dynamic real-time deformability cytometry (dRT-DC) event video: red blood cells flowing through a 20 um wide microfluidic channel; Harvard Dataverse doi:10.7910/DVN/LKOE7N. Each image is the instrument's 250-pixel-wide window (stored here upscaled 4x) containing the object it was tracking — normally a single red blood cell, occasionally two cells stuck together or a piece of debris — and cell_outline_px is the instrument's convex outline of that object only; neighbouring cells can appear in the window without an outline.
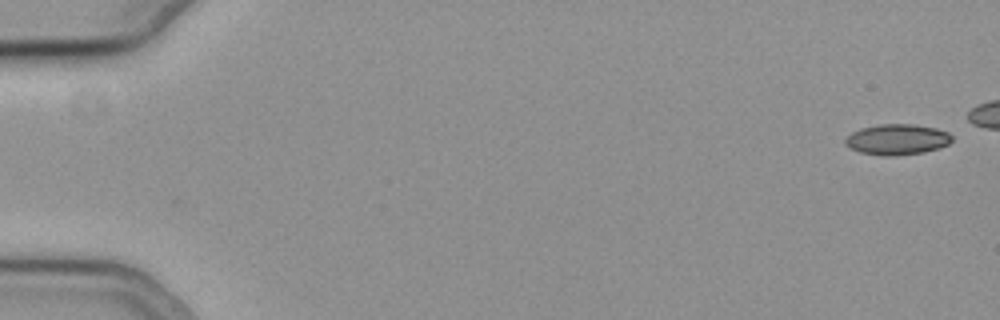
{"species": "common noctule bat (a hibernating species)", "species_latin": "Nyctalus noctula", "temperature_condition": "cold", "stored_images_in_passage": 46, "camera_frame_rate_fps": 3000, "um_per_image_px": 0.085, "animal": {"sex": "female", "body_mass_g": 19.3, "forearm_length_mm": 54.1}, "frame": {"image": 1, "passage_image": 1, "time_ms": 0.0, "image_size_px": [1000, 320], "cell_outline_px": [[952, 140], [948, 144], [940, 148], [924, 152], [892, 156], [884, 156], [860, 152], [844, 144], [844, 140], [852, 132], [860, 128], [880, 124], [912, 124], [936, 128], [948, 132], [952, 136]], "centroid_in_image_um": [76.26, 11.85], "position_along_channel_um": 8.7, "area_um2": 19.07}}
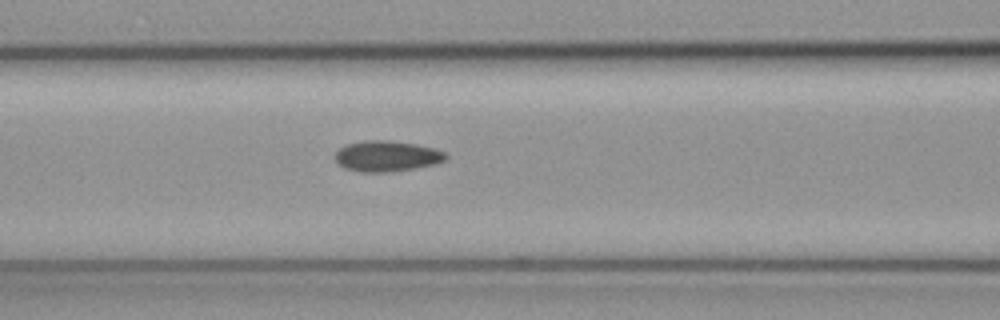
{"frame": {"image": 2, "passage_image": 24, "time_ms": 7.667, "image_size_px": [1000, 320], "cell_outline_px": [[448, 156], [444, 160], [436, 164], [388, 172], [360, 172], [344, 168], [332, 156], [340, 148], [348, 144], [368, 140], [388, 140], [416, 144], [436, 148], [444, 152]], "centroid_in_image_um": [32.87, 13.27], "position_along_channel_um": 133.7, "area_um2": 19.77}}
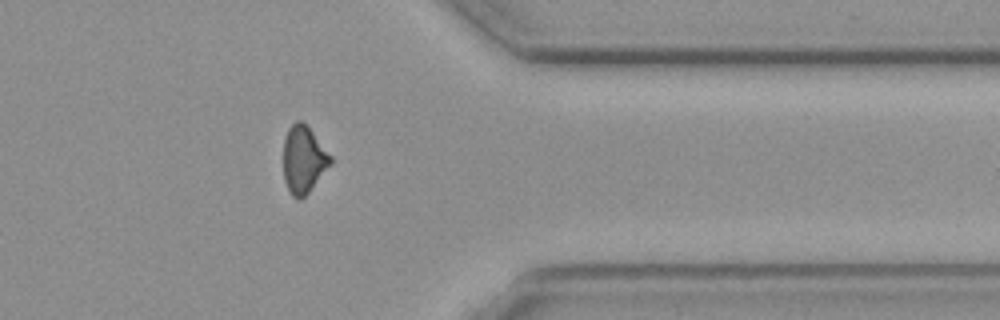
{"frame": {"image": 3, "passage_image": 45, "time_ms": 14.667, "image_size_px": [1000, 320], "cell_outline_px": [[332, 164], [308, 192], [300, 200], [292, 196], [284, 180], [284, 140], [288, 128], [296, 120], [300, 120], [312, 132], [332, 156]], "centroid_in_image_um": [25.81, 13.57], "position_along_channel_um": 385.6, "area_um2": 18.26}}